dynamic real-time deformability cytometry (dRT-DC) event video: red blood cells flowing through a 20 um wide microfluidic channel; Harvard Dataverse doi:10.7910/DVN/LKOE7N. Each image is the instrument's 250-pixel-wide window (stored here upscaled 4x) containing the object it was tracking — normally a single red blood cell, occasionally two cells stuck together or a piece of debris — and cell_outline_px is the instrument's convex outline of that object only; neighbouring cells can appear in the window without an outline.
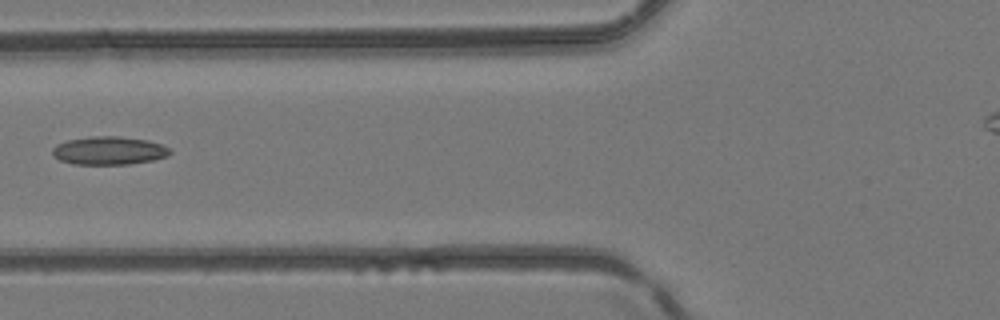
{"species": "common noctule bat (a hibernating species)", "species_latin": "Nyctalus noctula", "temperature_condition": "room temperature", "stored_images_in_passage": 5, "camera_frame_rate_fps": 3000, "um_per_image_px": 0.085, "animal": {"sex": "female", "body_mass_g": 24.6, "forearm_length_mm": 56.2}, "frame": {"image": 1, "passage_image": 5, "time_ms": 1.333, "image_size_px": [1000, 320], "cell_outline_px": [[172, 152], [168, 156], [152, 160], [128, 164], [76, 164], [60, 160], [52, 152], [52, 148], [56, 144], [68, 140], [92, 136], [120, 136], [148, 140], [160, 144], [168, 148]], "centroid_in_image_um": [9.27, 12.79], "position_along_channel_um": 116.5, "area_um2": 19.19}}